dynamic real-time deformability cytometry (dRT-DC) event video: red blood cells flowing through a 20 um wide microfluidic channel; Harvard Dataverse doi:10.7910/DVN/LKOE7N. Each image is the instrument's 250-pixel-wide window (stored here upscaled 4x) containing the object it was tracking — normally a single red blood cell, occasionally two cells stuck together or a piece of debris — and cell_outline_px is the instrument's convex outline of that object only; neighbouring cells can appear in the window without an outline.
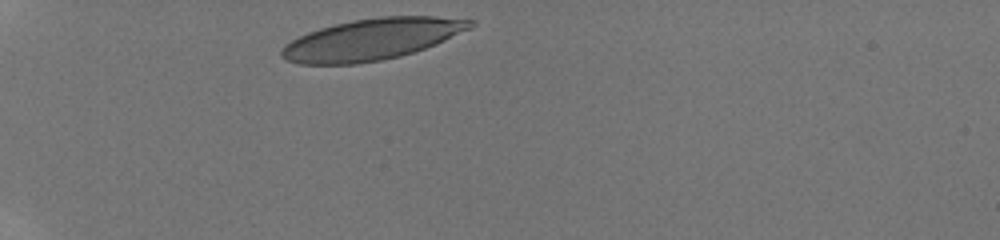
{"species": "human", "species_latin": "Homo sapiens", "temperature_condition": "room temperature", "stored_images_in_passage": 30, "camera_frame_rate_fps": 3000, "um_per_image_px": 0.085, "donor": {"sex": "male"}, "frame": {"image": 1, "passage_image": 1, "time_ms": 0.0, "image_size_px": [1000, 240], "cell_outline_px": [[476, 24], [472, 28], [436, 44], [400, 56], [380, 60], [356, 64], [296, 64], [284, 60], [280, 56], [280, 48], [284, 44], [308, 32], [320, 28], [352, 20], [380, 16], [436, 16], [476, 20]], "centroid_in_image_um": [31.6, 3.34], "position_along_channel_um": 53.4, "area_um2": 45.66}}
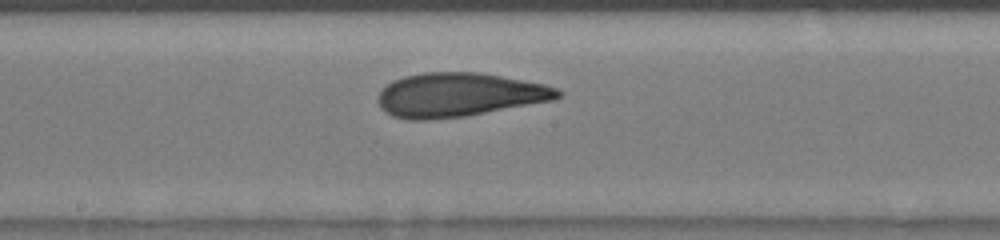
{"frame": {"image": 2, "passage_image": 15, "time_ms": 4.667, "image_size_px": [1000, 240], "cell_outline_px": [[564, 96], [556, 100], [464, 116], [428, 120], [408, 120], [392, 116], [384, 112], [380, 108], [376, 100], [380, 92], [392, 80], [404, 76], [424, 72], [476, 72], [500, 76], [544, 84], [556, 88], [564, 92]], "centroid_in_image_um": [39.01, 8.07], "position_along_channel_um": 209.2, "area_um2": 46.24}}
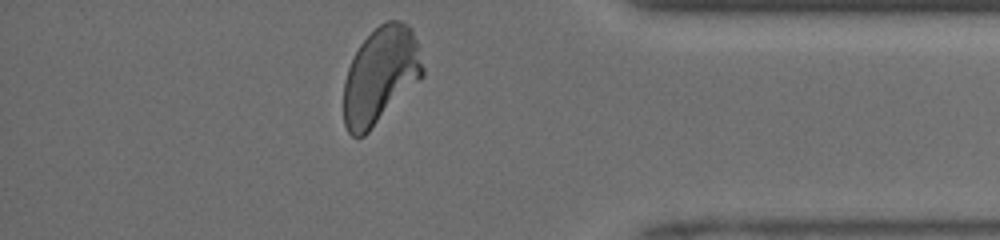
{"frame": {"image": 3, "passage_image": 30, "time_ms": 9.667, "image_size_px": [1000, 240], "cell_outline_px": [[424, 76], [364, 136], [352, 136], [348, 132], [344, 124], [344, 80], [348, 68], [360, 44], [380, 24], [388, 20], [400, 20], [408, 24], [412, 28], [416, 40], [424, 68]], "centroid_in_image_um": [32.35, 6.41], "position_along_channel_um": 402.9, "area_um2": 44.27}, "authors_computed_cell_mechanics": {"area_um2": 45.662, "velocity_mm_per_s": 4.1764, "shape_relaxation_time_tau1_ms": 5.6635, "shape_relaxation_time_tau2_ms": 1.0513, "deformation_change_tau1": 0.1876, "deformation_change_tau2": 0.0718}}